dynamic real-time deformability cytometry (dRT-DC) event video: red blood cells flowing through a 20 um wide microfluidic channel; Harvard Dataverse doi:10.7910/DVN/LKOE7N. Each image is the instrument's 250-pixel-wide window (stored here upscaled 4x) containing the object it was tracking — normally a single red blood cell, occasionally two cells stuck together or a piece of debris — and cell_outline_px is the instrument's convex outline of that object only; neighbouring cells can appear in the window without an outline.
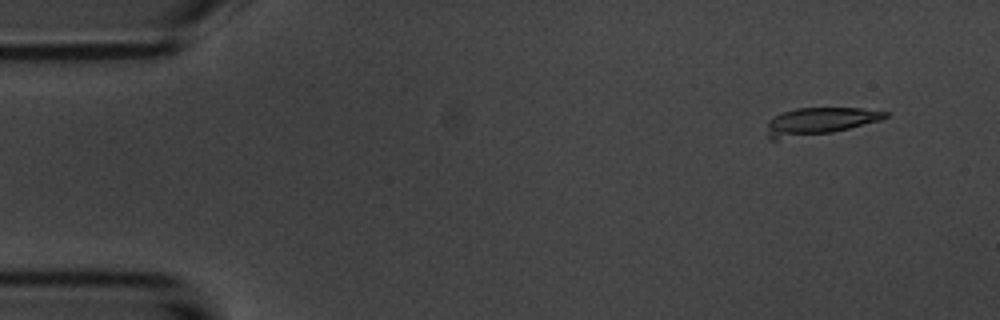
{"species": "common noctule bat (a hibernating species)", "species_latin": "Nyctalus noctula", "temperature_condition": "room temperature", "stored_images_in_passage": 5, "camera_frame_rate_fps": 3000, "um_per_image_px": 0.085, "animal": {"sex": "male", "body_mass_g": 20.1, "forearm_length_mm": 53.5}, "frame": {"image": 1, "passage_image": 2, "time_ms": 1.0, "image_size_px": [1000, 320], "cell_outline_px": [[892, 112], [888, 116], [880, 120], [832, 132], [776, 140], [768, 140], [768, 120], [784, 112], [796, 108], [860, 108]], "centroid_in_image_um": [69.66, 10.3], "position_along_channel_um": 15.3, "area_um2": 18.61}}
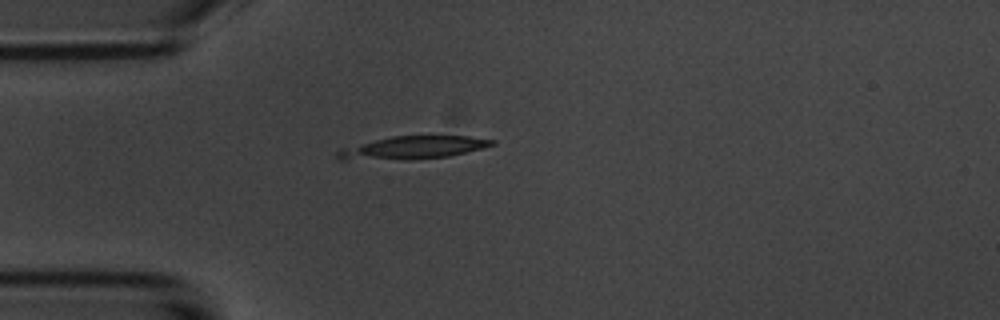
{"frame": {"image": 2, "passage_image": 4, "time_ms": 4.333, "image_size_px": [1000, 320], "cell_outline_px": [[496, 144], [448, 156], [408, 160], [340, 160], [336, 156], [336, 152], [340, 148], [392, 136], [468, 136], [496, 140]], "centroid_in_image_um": [35.02, 12.56], "position_along_channel_um": 50.0, "area_um2": 20.58}}